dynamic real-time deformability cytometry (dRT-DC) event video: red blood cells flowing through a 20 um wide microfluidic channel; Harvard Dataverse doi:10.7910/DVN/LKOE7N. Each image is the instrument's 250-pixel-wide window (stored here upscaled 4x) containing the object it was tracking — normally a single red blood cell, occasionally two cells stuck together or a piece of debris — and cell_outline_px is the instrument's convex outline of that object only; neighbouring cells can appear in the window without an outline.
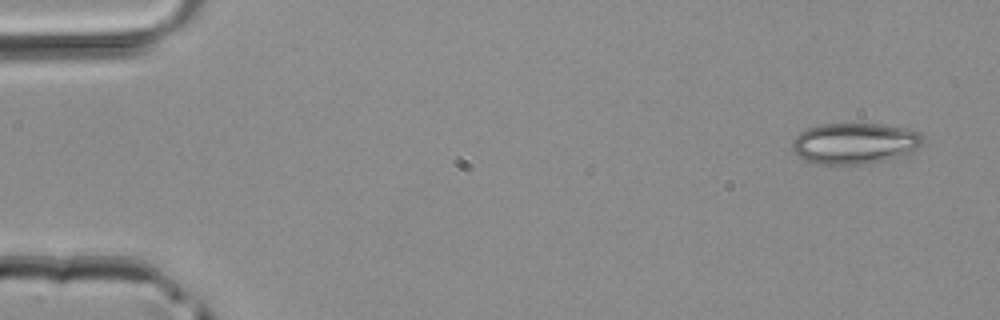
{"species": "common noctule bat (a hibernating species)", "species_latin": "Nyctalus noctula", "temperature_condition": "room temperature", "stored_images_in_passage": 4, "camera_frame_rate_fps": 3000, "um_per_image_px": 0.085, "animal": {"sex": "male", "body_mass_g": 20.4}, "frame": {"image": 1, "passage_image": 1, "time_ms": 0.0, "image_size_px": [1000, 320], "cell_outline_px": [[924, 140], [908, 156], [860, 164], [820, 164], [808, 160], [800, 156], [792, 148], [792, 140], [800, 132], [808, 128], [820, 124], [884, 124], [904, 128], [920, 132], [924, 136]], "centroid_in_image_um": [72.7, 12.18], "position_along_channel_um": 12.3, "area_um2": 31.21}}